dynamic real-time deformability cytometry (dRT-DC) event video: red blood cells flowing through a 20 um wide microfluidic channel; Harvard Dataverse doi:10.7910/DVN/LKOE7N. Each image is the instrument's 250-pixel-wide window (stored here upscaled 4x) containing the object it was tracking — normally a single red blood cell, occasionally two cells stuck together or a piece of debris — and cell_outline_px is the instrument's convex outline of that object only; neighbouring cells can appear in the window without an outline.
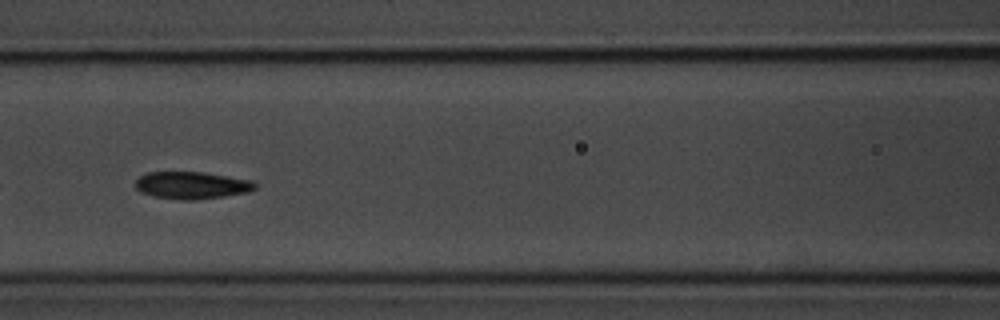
{"species": "common noctule bat (a hibernating species)", "species_latin": "Nyctalus noctula", "temperature_condition": "room temperature", "stored_images_in_passage": 8, "camera_frame_rate_fps": 3000, "um_per_image_px": 0.085, "animal": {"sex": "male", "body_mass_g": 20.1, "forearm_length_mm": 53.5}, "frame": {"image": 1, "passage_image": 6, "time_ms": 6.667, "image_size_px": [1000, 320], "cell_outline_px": [[256, 188], [248, 192], [224, 196], [196, 200], [184, 200], [152, 196], [140, 192], [136, 188], [136, 180], [140, 176], [148, 172], [200, 172], [228, 176], [252, 180], [256, 184]], "centroid_in_image_um": [16.3, 15.75], "position_along_channel_um": 150.3, "area_um2": 18.96}}
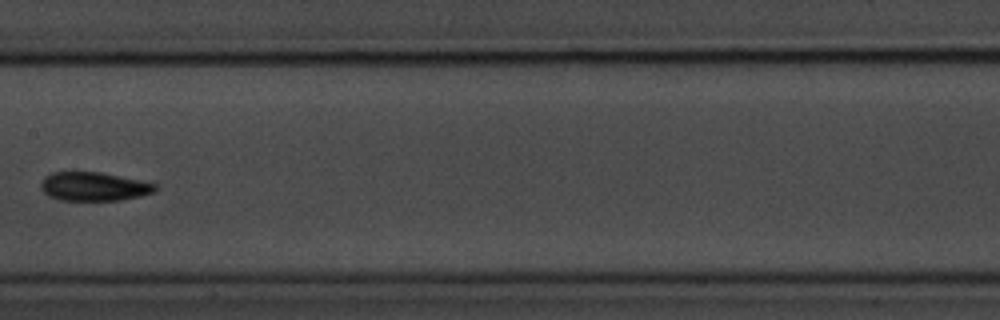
{"frame": {"image": 2, "passage_image": 7, "time_ms": 8.0, "image_size_px": [1000, 320], "cell_outline_px": [[156, 192], [140, 196], [120, 200], [60, 200], [48, 196], [40, 188], [40, 184], [44, 176], [52, 172], [100, 172], [156, 184]], "centroid_in_image_um": [7.93, 15.85], "position_along_channel_um": 199.5, "area_um2": 19.07}}